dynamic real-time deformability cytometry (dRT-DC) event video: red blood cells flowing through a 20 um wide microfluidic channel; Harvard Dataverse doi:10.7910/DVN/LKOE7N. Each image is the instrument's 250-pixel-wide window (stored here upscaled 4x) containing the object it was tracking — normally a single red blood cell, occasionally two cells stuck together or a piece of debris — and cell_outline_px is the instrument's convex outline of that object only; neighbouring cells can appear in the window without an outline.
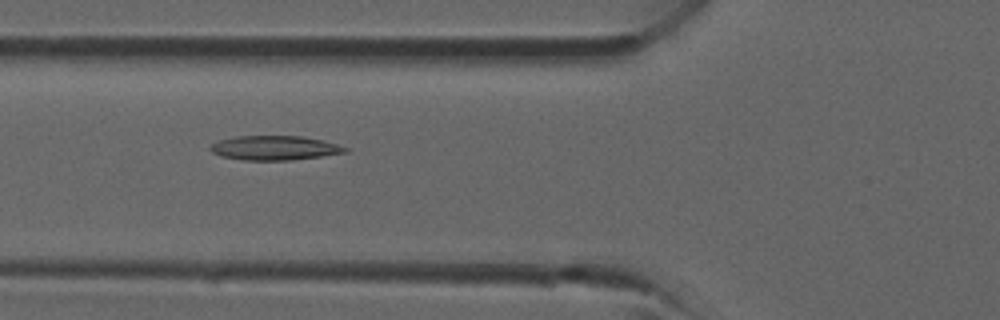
{"species": "common noctule bat (a hibernating species)", "species_latin": "Nyctalus noctula", "temperature_condition": "room temperature", "stored_images_in_passage": 29, "camera_frame_rate_fps": 3000, "um_per_image_px": 0.085, "animal": {"sex": "male", "forearm_length_mm": 52.5}, "frame": {"image": 1, "passage_image": 5, "time_ms": 1.333, "image_size_px": [1000, 320], "cell_outline_px": [[348, 152], [292, 160], [244, 160], [220, 156], [212, 152], [208, 148], [212, 144], [220, 140], [236, 136], [300, 136], [324, 140], [348, 148]], "centroid_in_image_um": [23.33, 12.57], "position_along_channel_um": 102.5, "area_um2": 19.07}}
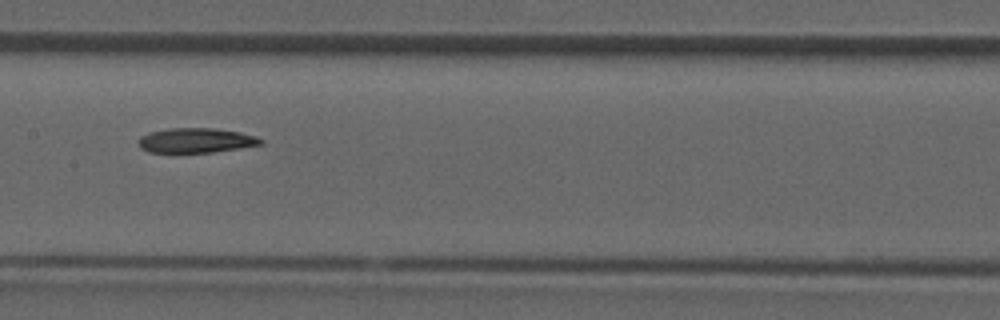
{"frame": {"image": 2, "passage_image": 10, "time_ms": 3.0, "image_size_px": [1000, 320], "cell_outline_px": [[264, 144], [240, 148], [212, 152], [176, 156], [148, 152], [140, 148], [140, 136], [148, 132], [172, 128], [212, 128], [240, 132], [256, 136], [264, 140]], "centroid_in_image_um": [16.61, 11.99], "position_along_channel_um": 190.8, "area_um2": 18.5}}
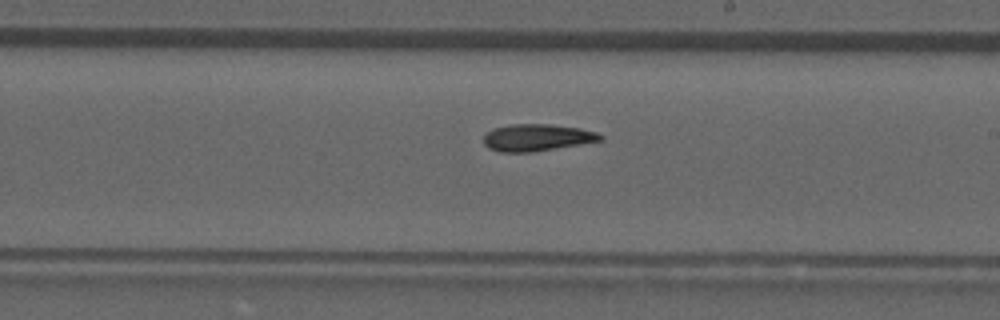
{"frame": {"image": 3, "passage_image": 13, "time_ms": 4.0, "image_size_px": [1000, 320], "cell_outline_px": [[604, 140], [532, 152], [500, 152], [488, 148], [484, 144], [484, 136], [492, 128], [512, 124], [548, 124], [580, 128], [596, 132], [604, 136]], "centroid_in_image_um": [45.64, 11.69], "position_along_channel_um": 243.4, "area_um2": 18.32}}